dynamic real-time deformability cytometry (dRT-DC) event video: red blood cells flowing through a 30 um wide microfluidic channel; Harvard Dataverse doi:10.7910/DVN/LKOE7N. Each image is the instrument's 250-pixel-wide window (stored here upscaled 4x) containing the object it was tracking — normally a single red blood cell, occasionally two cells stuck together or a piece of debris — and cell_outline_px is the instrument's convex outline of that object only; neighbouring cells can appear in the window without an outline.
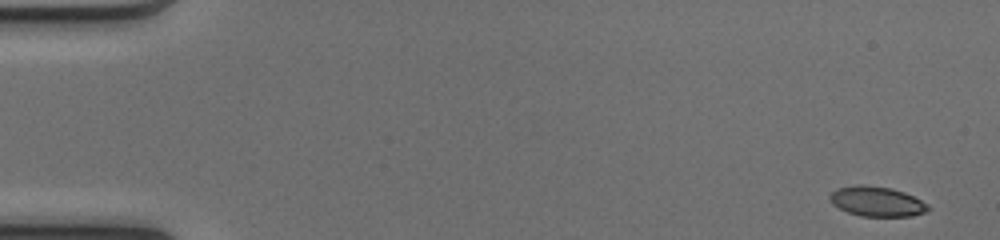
{"species": "common noctule bat (a hibernating species)", "species_latin": "Nyctalus noctula", "temperature_condition": "cold", "stored_images_in_passage": 49, "camera_frame_rate_fps": 3000, "um_per_image_px": 0.085, "animal": {"sex": "female", "body_mass_g": 17.0, "forearm_length_mm": 48.0}, "frame": {"image": 1, "passage_image": 1, "time_ms": 0.0, "image_size_px": [1000, 240], "cell_outline_px": [[932, 208], [928, 212], [912, 216], [860, 216], [848, 212], [832, 204], [828, 196], [836, 188], [856, 184], [864, 184], [892, 188], [904, 192], [928, 204]], "centroid_in_image_um": [74.54, 17.12], "position_along_channel_um": 10.5, "area_um2": 17.34}}
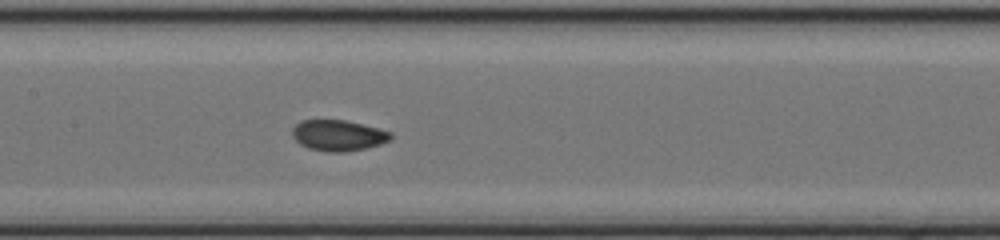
{"frame": {"image": 2, "passage_image": 24, "time_ms": 7.667, "image_size_px": [1000, 240], "cell_outline_px": [[392, 140], [380, 144], [364, 148], [344, 152], [324, 152], [308, 148], [300, 144], [292, 136], [292, 128], [296, 124], [304, 120], [344, 120], [392, 132]], "centroid_in_image_um": [28.73, 11.52], "position_along_channel_um": 178.7, "area_um2": 17.63}}
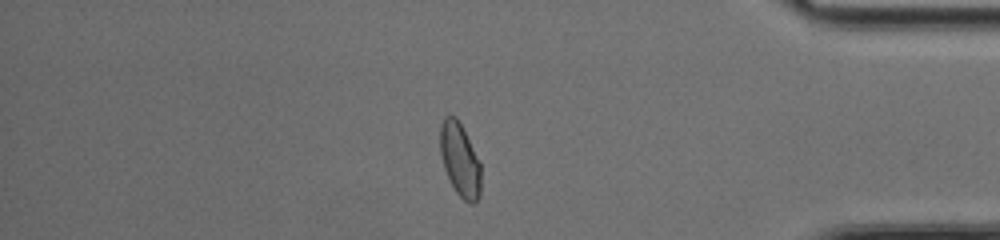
{"frame": {"image": 3, "passage_image": 42, "time_ms": 13.667, "image_size_px": [1000, 240], "cell_outline_px": [[480, 196], [472, 204], [468, 204], [456, 192], [444, 168], [440, 152], [440, 124], [444, 116], [456, 116], [480, 164]], "centroid_in_image_um": [39.07, 13.59], "position_along_channel_um": 396.1, "area_um2": 17.05}, "authors_computed_cell_mechanics": {"area_um2": 17.5134, "velocity_mm_per_s": 4.1201, "shape_relaxation_time_tau1_ms": 4.008, "shape_relaxation_time_tau2_ms": 1.2669, "deformation_change_tau1": 0.1006, "deformation_change_tau2": 0.0323}}